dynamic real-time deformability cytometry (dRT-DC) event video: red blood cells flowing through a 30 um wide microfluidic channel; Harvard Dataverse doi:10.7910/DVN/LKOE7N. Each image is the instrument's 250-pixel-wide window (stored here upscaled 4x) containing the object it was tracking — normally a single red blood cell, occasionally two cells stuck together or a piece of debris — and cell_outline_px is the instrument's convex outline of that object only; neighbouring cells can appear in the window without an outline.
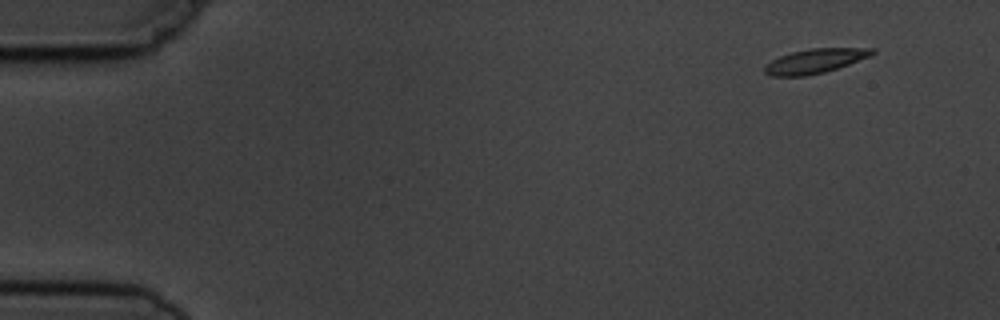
{"species": "common noctule bat (a hibernating species)", "species_latin": "Nyctalus noctula", "temperature_condition": "cold", "stored_images_in_passage": 5, "camera_frame_rate_fps": 3000, "um_per_image_px": 0.085, "animal": {"sex": "male", "body_mass_g": 19.5, "forearm_length_mm": 54.6}, "frame": {"image": 1, "passage_image": 1, "time_ms": 0.0, "image_size_px": [1000, 320], "cell_outline_px": [[876, 52], [872, 56], [824, 72], [804, 76], [772, 76], [764, 72], [764, 64], [780, 56], [792, 52], [812, 48], [876, 48]], "centroid_in_image_um": [69.29, 5.18], "position_along_channel_um": 15.7, "area_um2": 15.26}}
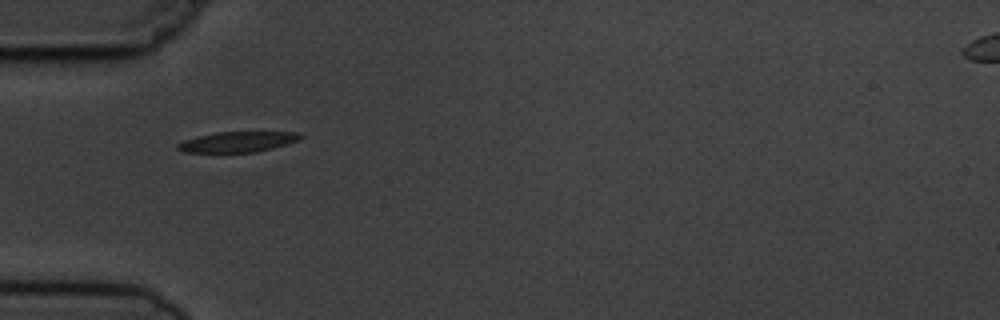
{"frame": {"image": 2, "passage_image": 4, "time_ms": 4.333, "image_size_px": [1000, 320], "cell_outline_px": [[304, 136], [300, 140], [272, 148], [256, 152], [184, 152], [176, 148], [176, 144], [184, 140], [196, 136], [216, 132], [300, 132]], "centroid_in_image_um": [20.2, 12.05], "position_along_channel_um": 64.8, "area_um2": 14.68}}
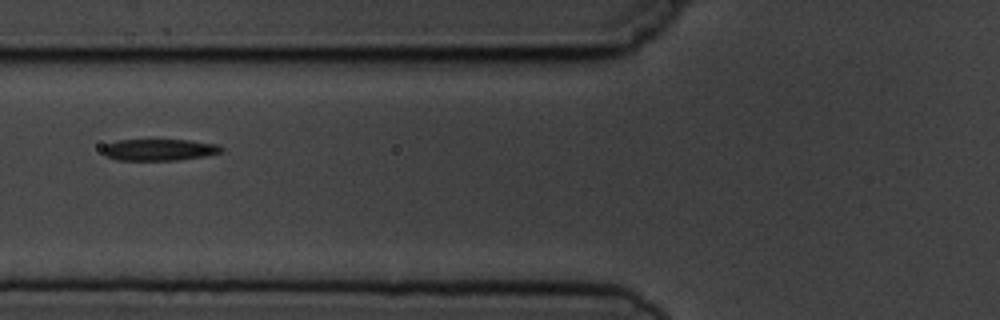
{"frame": {"image": 3, "passage_image": 5, "time_ms": 5.667, "image_size_px": [1000, 320], "cell_outline_px": [[224, 148], [220, 152], [204, 156], [176, 160], [116, 160], [104, 156], [104, 144], [116, 140], [188, 140], [220, 144]], "centroid_in_image_um": [13.52, 12.72], "position_along_channel_um": 112.3, "area_um2": 14.97}}